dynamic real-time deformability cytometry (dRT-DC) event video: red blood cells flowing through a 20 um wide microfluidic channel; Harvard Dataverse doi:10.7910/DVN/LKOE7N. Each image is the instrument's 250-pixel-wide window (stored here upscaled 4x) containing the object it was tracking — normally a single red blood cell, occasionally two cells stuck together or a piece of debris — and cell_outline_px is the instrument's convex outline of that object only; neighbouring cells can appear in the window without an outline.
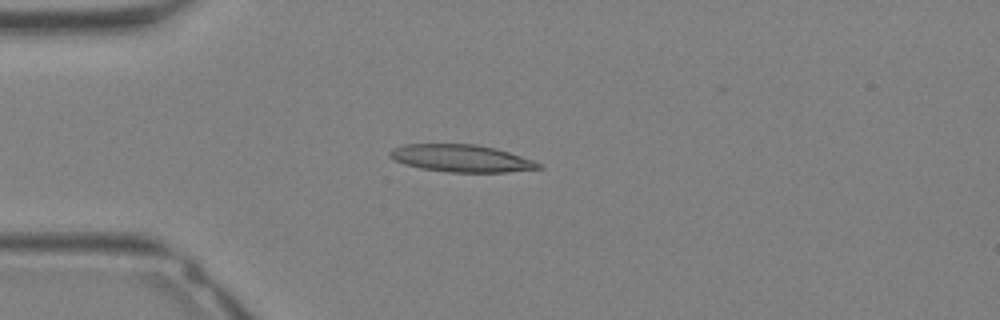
{"species": "Egyptian fruit bat (a non-hibernating species)", "species_latin": "Rousettus aegyptiacus", "temperature_condition": "warm", "stored_images_in_passage": 25, "camera_frame_rate_fps": 3000, "um_per_image_px": 0.085, "animal": {"sex": "female"}, "frame": {"image": 1, "passage_image": 1, "time_ms": 0.0, "image_size_px": [1000, 320], "cell_outline_px": [[544, 168], [508, 172], [448, 172], [420, 168], [404, 164], [388, 156], [388, 152], [392, 148], [404, 144], [476, 144], [496, 148], [544, 164]], "centroid_in_image_um": [39.21, 13.46], "position_along_channel_um": 45.8, "area_um2": 23.76}}
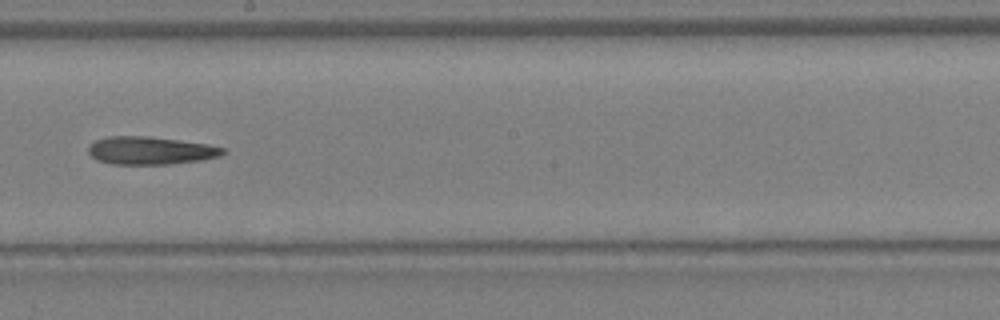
{"frame": {"image": 2, "passage_image": 11, "time_ms": 3.333, "image_size_px": [1000, 320], "cell_outline_px": [[224, 152], [220, 156], [200, 160], [168, 164], [112, 164], [96, 160], [88, 152], [88, 144], [96, 140], [108, 136], [148, 136], [208, 144], [224, 148]], "centroid_in_image_um": [12.74, 12.79], "position_along_channel_um": 235.5, "area_um2": 21.79}}
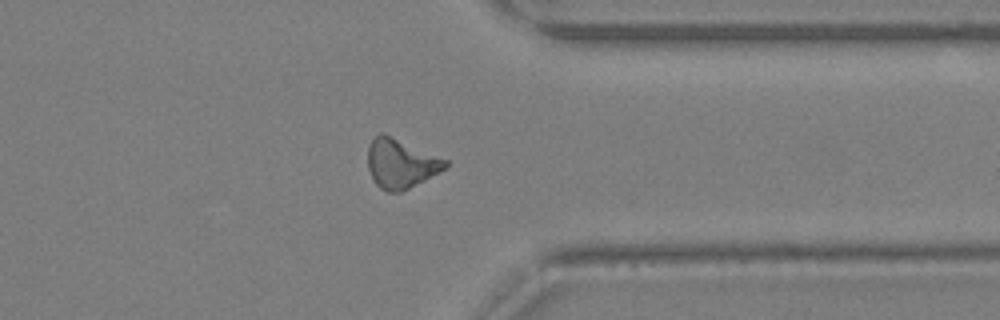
{"frame": {"image": 3, "passage_image": 18, "time_ms": 5.667, "image_size_px": [1000, 320], "cell_outline_px": [[448, 164], [440, 172], [400, 192], [388, 192], [380, 188], [372, 180], [368, 168], [368, 148], [372, 140], [380, 132], [384, 132], [448, 160]], "centroid_in_image_um": [34.05, 13.89], "position_along_channel_um": 377.4, "area_um2": 22.25}}